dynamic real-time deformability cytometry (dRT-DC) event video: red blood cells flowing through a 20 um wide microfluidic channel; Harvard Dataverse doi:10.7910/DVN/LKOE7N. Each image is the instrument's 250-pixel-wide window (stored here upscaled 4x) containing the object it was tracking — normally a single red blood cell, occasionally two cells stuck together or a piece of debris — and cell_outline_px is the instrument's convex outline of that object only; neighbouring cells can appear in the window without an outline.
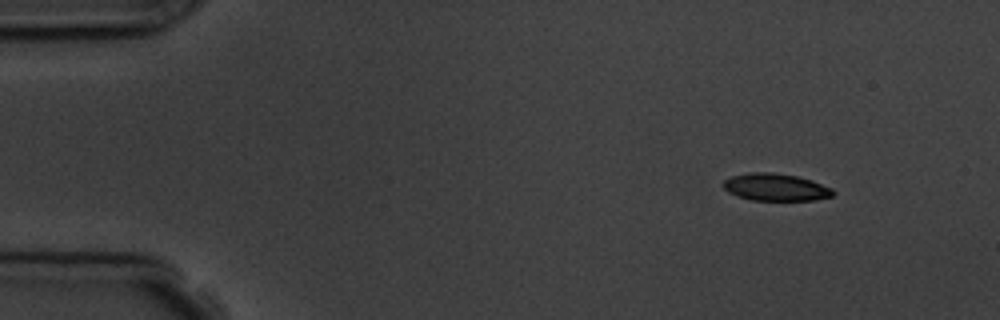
{"species": "common noctule bat (a hibernating species)", "species_latin": "Nyctalus noctula", "temperature_condition": "room temperature", "stored_images_in_passage": 4, "camera_frame_rate_fps": 3000, "um_per_image_px": 0.085, "animal": {"sex": "male", "body_mass_g": 19.5, "forearm_length_mm": 54.6}, "frame": {"image": 1, "passage_image": 1, "time_ms": 0.0, "image_size_px": [1000, 320], "cell_outline_px": [[836, 192], [832, 196], [816, 200], [752, 200], [736, 196], [728, 192], [724, 188], [724, 180], [732, 176], [752, 172], [772, 172], [796, 176], [812, 180], [832, 188]], "centroid_in_image_um": [65.95, 15.91], "position_along_channel_um": 19.0, "area_um2": 17.46}}
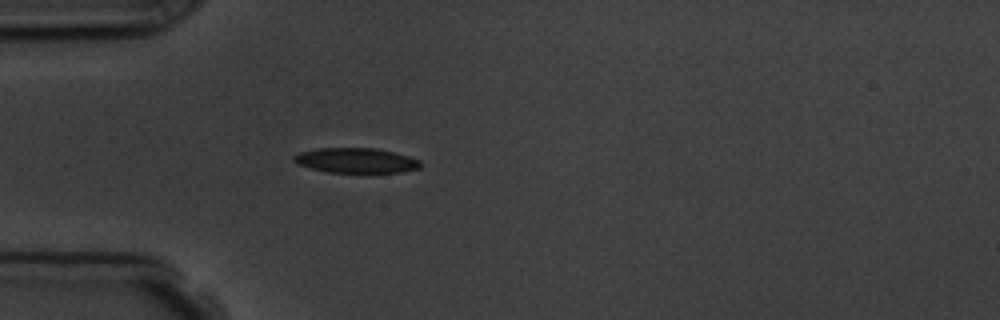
{"frame": {"image": 2, "passage_image": 4, "time_ms": 3.333, "image_size_px": [1000, 320], "cell_outline_px": [[420, 168], [400, 172], [328, 172], [296, 164], [292, 160], [292, 156], [300, 152], [316, 148], [376, 148], [408, 156], [420, 160]], "centroid_in_image_um": [30.22, 13.63], "position_along_channel_um": 54.8, "area_um2": 18.32}}